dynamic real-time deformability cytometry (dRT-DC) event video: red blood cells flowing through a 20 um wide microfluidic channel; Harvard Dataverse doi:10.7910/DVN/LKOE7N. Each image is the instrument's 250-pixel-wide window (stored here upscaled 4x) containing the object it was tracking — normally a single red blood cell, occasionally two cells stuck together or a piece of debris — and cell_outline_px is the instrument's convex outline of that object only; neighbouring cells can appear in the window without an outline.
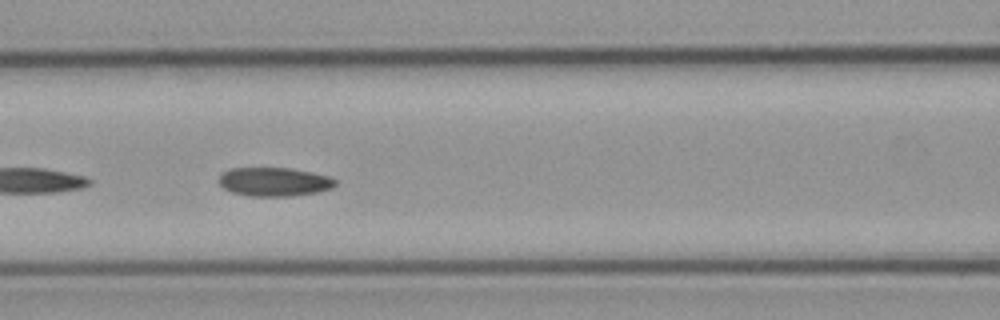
{"species": "common noctule bat (a hibernating species)", "species_latin": "Nyctalus noctula", "temperature_condition": "cold", "stored_images_in_passage": 9, "camera_frame_rate_fps": 3000, "um_per_image_px": 0.085, "animal": {"sex": "male", "body_mass_g": 23.1, "forearm_length_mm": 52.7}, "frame": {"image": 1, "passage_image": 6, "time_ms": 5.667, "image_size_px": [1000, 320], "cell_outline_px": [[336, 184], [332, 188], [316, 192], [288, 196], [248, 196], [232, 192], [224, 188], [220, 184], [220, 172], [228, 168], [288, 168], [312, 172], [328, 176], [336, 180]], "centroid_in_image_um": [23.28, 15.44], "position_along_channel_um": 143.3, "area_um2": 19.48}}
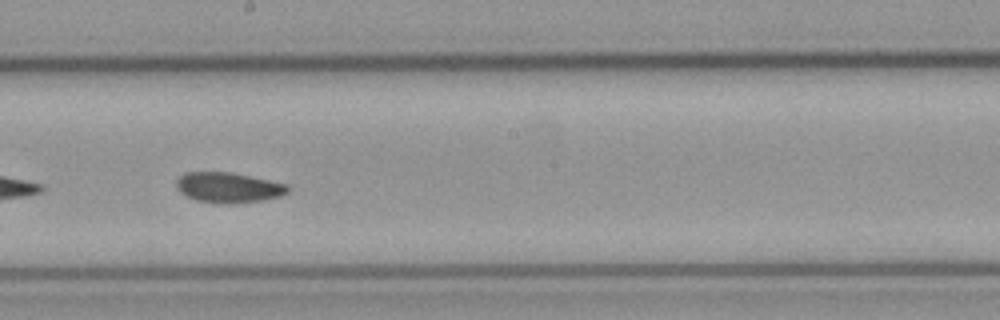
{"frame": {"image": 2, "passage_image": 8, "time_ms": 8.0, "image_size_px": [1000, 320], "cell_outline_px": [[288, 192], [280, 196], [264, 200], [236, 204], [216, 204], [196, 200], [180, 192], [176, 188], [176, 180], [184, 172], [228, 172], [288, 184]], "centroid_in_image_um": [19.39, 15.96], "position_along_channel_um": 228.8, "area_um2": 19.77}}
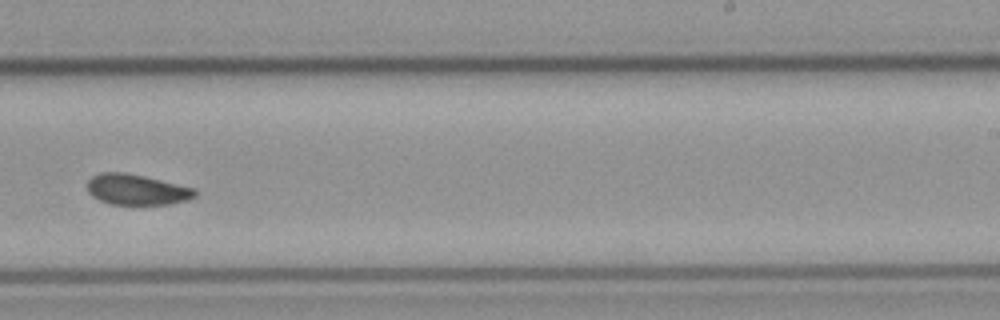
{"frame": {"image": 3, "passage_image": 9, "time_ms": 9.333, "image_size_px": [1000, 320], "cell_outline_px": [[196, 196], [188, 200], [168, 204], [112, 204], [100, 200], [92, 196], [88, 192], [88, 180], [92, 176], [100, 172], [124, 172], [144, 176], [196, 188]], "centroid_in_image_um": [11.63, 16.11], "position_along_channel_um": 277.4, "area_um2": 19.19}}